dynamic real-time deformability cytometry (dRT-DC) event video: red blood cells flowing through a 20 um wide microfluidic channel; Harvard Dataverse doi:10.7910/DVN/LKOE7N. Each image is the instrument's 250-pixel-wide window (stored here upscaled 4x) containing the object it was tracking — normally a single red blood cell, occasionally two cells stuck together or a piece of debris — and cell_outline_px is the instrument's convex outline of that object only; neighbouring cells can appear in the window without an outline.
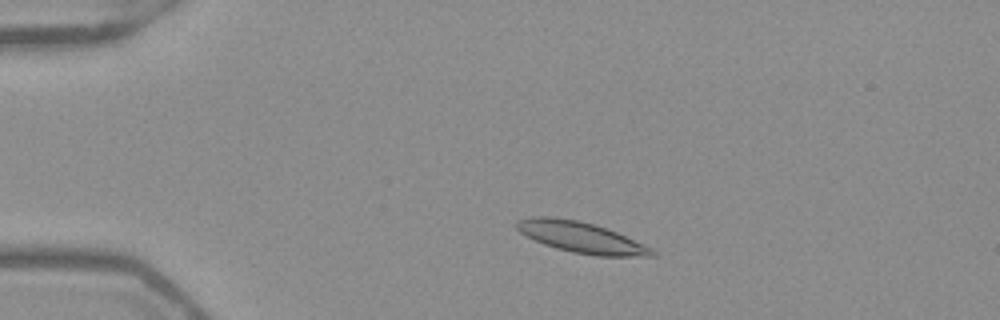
{"species": "Egyptian fruit bat (a non-hibernating species)", "species_latin": "Rousettus aegyptiacus", "temperature_condition": "warm", "stored_images_in_passage": 49, "camera_frame_rate_fps": 3000, "um_per_image_px": 0.085, "frame": {"image": 1, "passage_image": 8, "time_ms": 2.333, "image_size_px": [1000, 320], "cell_outline_px": [[660, 252], [656, 256], [596, 256], [572, 252], [556, 248], [544, 244], [520, 232], [516, 228], [516, 220], [532, 216], [552, 216], [576, 220], [592, 224], [616, 232], [652, 248]], "centroid_in_image_um": [49.4, 20.18], "position_along_channel_um": 35.6, "area_um2": 24.22}}
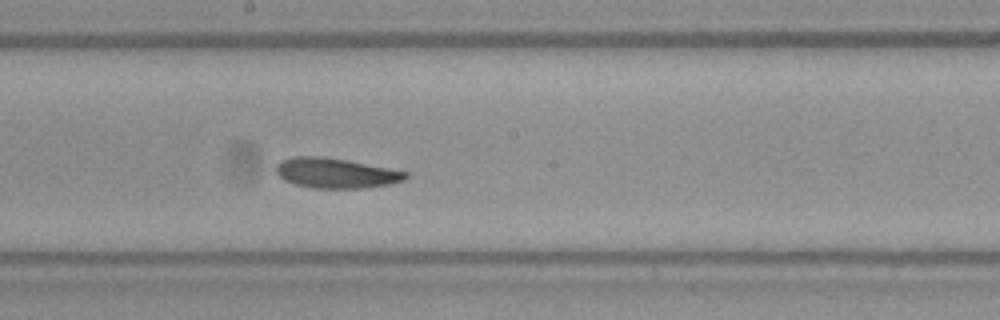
{"frame": {"image": 2, "passage_image": 26, "time_ms": 8.333, "image_size_px": [1000, 320], "cell_outline_px": [[408, 176], [404, 180], [388, 184], [360, 188], [312, 188], [296, 184], [284, 180], [276, 172], [276, 164], [280, 160], [292, 156], [320, 156], [344, 160], [388, 168], [408, 172]], "centroid_in_image_um": [28.49, 14.71], "position_along_channel_um": 219.7, "area_um2": 22.43}}
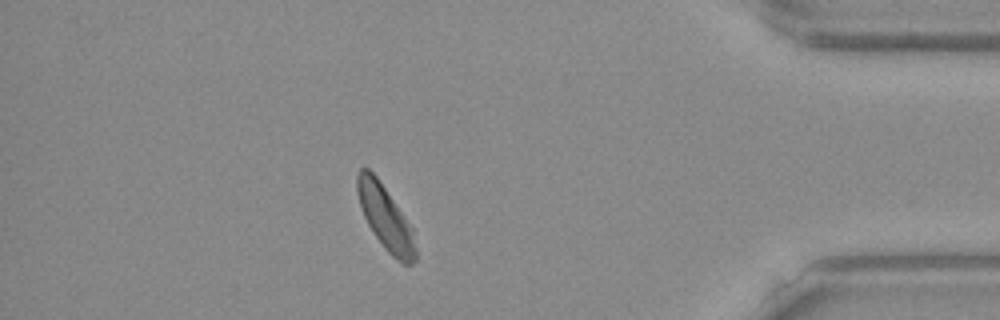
{"frame": {"image": 3, "passage_image": 43, "time_ms": 14.0, "image_size_px": [1000, 320], "cell_outline_px": [[416, 260], [412, 264], [404, 264], [396, 260], [388, 252], [376, 236], [368, 224], [364, 216], [356, 192], [356, 172], [360, 168], [368, 168], [376, 176], [412, 228], [416, 248]], "centroid_in_image_um": [32.75, 18.5], "position_along_channel_um": 402.5, "area_um2": 21.39}, "authors_computed_cell_mechanics": {"area_um2": 22.5998, "velocity_mm_per_s": 3.8947, "shape_relaxation_time_tau1_ms": 3.2863, "shape_relaxation_time_tau2_ms": 2.4809, "deformation_change_tau1": 0.1313, "deformation_change_tau2": 0.0915}}